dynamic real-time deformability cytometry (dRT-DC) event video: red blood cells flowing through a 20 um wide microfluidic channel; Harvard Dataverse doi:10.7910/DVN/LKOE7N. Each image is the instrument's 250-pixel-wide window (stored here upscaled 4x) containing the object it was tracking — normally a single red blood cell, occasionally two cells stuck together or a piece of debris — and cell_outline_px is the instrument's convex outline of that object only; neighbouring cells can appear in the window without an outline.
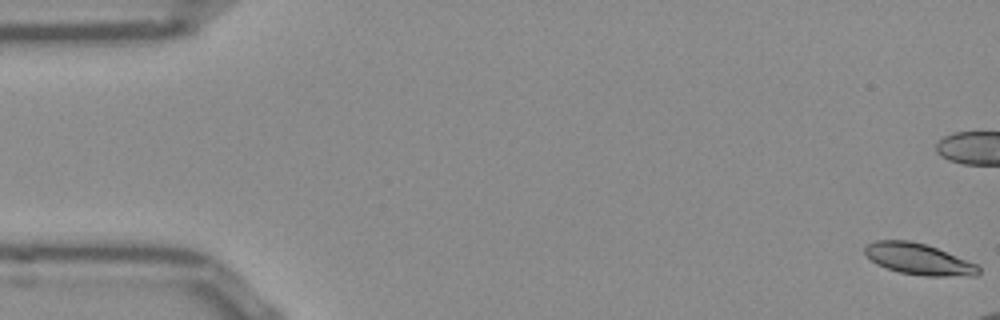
{"species": "Egyptian fruit bat (a non-hibernating species)", "species_latin": "Rousettus aegyptiacus", "temperature_condition": "room temperature", "stored_images_in_passage": 11, "camera_frame_rate_fps": 3000, "um_per_image_px": 0.085, "frame": {"image": 1, "passage_image": 1, "time_ms": 0.0, "image_size_px": [1000, 320], "cell_outline_px": [[980, 272], [976, 276], [924, 276], [900, 272], [876, 264], [864, 252], [864, 248], [868, 244], [876, 240], [908, 240], [924, 244], [936, 248], [976, 264], [980, 268]], "centroid_in_image_um": [78.08, 22.03], "position_along_channel_um": 6.9, "area_um2": 20.4}}